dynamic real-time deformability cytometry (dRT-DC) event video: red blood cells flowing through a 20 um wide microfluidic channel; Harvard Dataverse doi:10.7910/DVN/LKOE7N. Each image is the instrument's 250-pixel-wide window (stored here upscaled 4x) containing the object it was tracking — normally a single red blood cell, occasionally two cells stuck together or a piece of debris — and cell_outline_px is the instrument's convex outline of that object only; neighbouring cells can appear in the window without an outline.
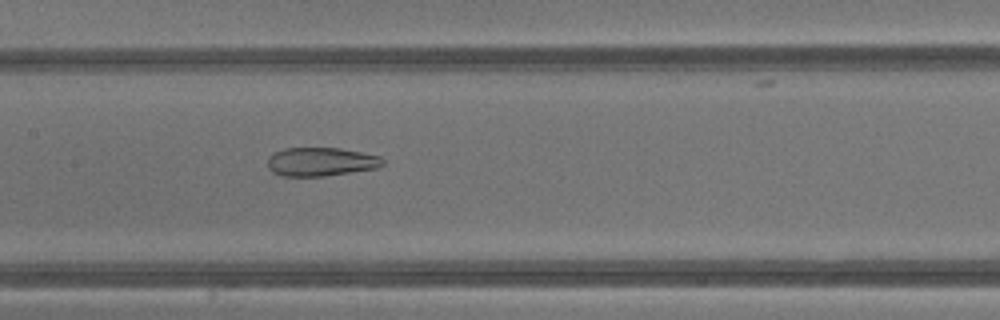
{"species": "common noctule bat (a hibernating species)", "species_latin": "Nyctalus noctula", "temperature_condition": "warm", "stored_images_in_passage": 42, "camera_frame_rate_fps": 3000, "um_per_image_px": 0.085, "animal": {"sex": "male", "body_mass_g": 13.3}, "frame": {"image": 1, "passage_image": 21, "time_ms": 6.667, "image_size_px": [1000, 320], "cell_outline_px": [[384, 164], [376, 168], [324, 176], [280, 176], [272, 172], [268, 168], [268, 156], [272, 152], [284, 148], [340, 148], [380, 156], [384, 160]], "centroid_in_image_um": [27.23, 13.74], "position_along_channel_um": 180.2, "area_um2": 19.31}}
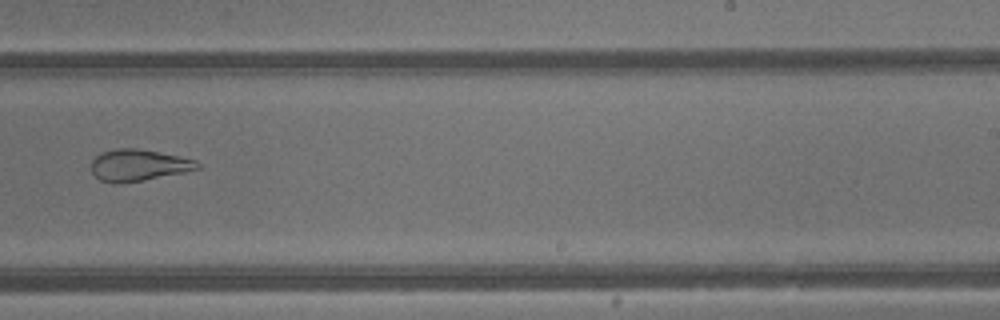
{"frame": {"image": 2, "passage_image": 27, "time_ms": 8.667, "image_size_px": [1000, 320], "cell_outline_px": [[200, 168], [184, 172], [144, 180], [116, 184], [100, 180], [92, 172], [92, 160], [100, 152], [116, 148], [136, 148], [180, 156], [196, 160], [200, 164]], "centroid_in_image_um": [11.76, 14.04], "position_along_channel_um": 277.2, "area_um2": 19.54}}
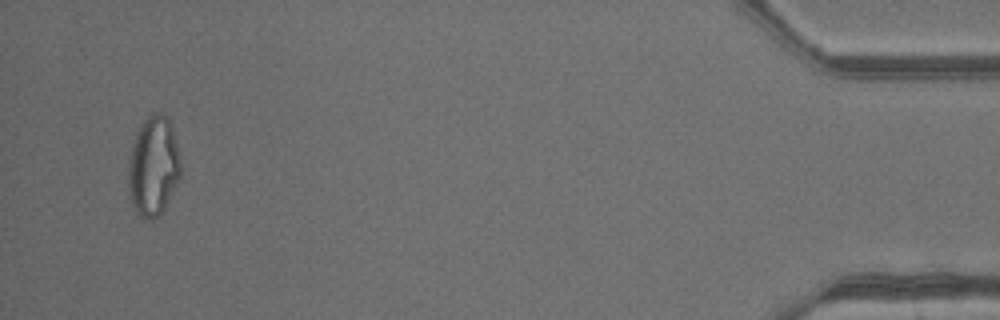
{"frame": {"image": 3, "passage_image": 41, "time_ms": 13.333, "image_size_px": [1000, 320], "cell_outline_px": [[180, 176], [164, 208], [152, 220], [144, 220], [136, 212], [132, 204], [128, 188], [128, 160], [132, 144], [136, 132], [140, 124], [152, 112], [164, 112], [168, 116], [172, 124], [180, 156]], "centroid_in_image_um": [13.02, 14.07], "position_along_channel_um": 422.2, "area_um2": 30.75}, "authors_computed_cell_mechanics": {"area_um2": 27.455, "velocity_mm_per_s": 4.8735, "shape_relaxation_time_tau1_ms": null, "shape_relaxation_time_tau2_ms": 1.6027, "deformation_change_tau1": null, "deformation_change_tau2": 0.1048}}